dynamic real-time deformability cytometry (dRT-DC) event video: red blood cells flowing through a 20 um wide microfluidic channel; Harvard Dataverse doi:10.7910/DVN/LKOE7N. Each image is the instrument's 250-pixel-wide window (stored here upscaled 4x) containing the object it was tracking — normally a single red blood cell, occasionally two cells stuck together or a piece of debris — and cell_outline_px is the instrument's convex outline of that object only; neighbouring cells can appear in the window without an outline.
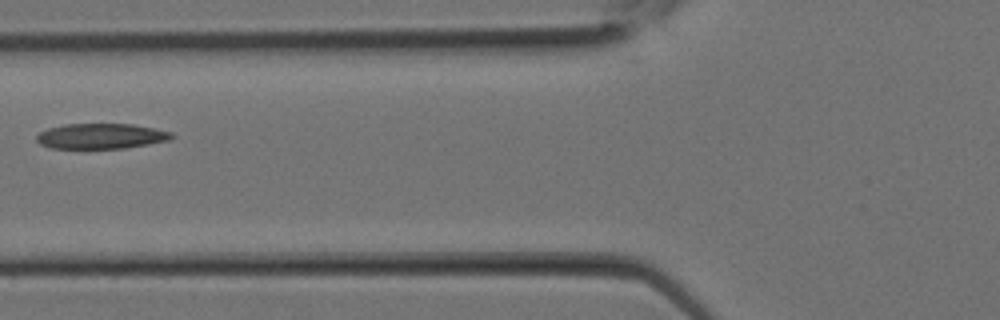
{"species": "Egyptian fruit bat (a non-hibernating species)", "species_latin": "Rousettus aegyptiacus", "temperature_condition": "room temperature", "stored_images_in_passage": 14, "camera_frame_rate_fps": 3000, "um_per_image_px": 0.085, "animal": {"sex": "female"}, "frame": {"image": 1, "passage_image": 10, "time_ms": 3.0, "image_size_px": [1000, 320], "cell_outline_px": [[176, 136], [168, 140], [148, 144], [124, 148], [48, 148], [40, 144], [36, 140], [36, 136], [40, 132], [48, 128], [64, 124], [132, 124], [172, 132]], "centroid_in_image_um": [8.57, 11.57], "position_along_channel_um": 117.2, "area_um2": 19.88}}
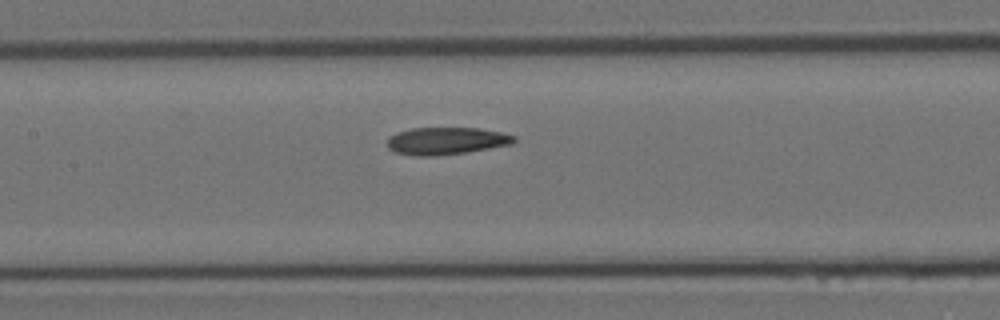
{"frame": {"image": 2, "passage_image": 12, "time_ms": 3.667, "image_size_px": [1000, 320], "cell_outline_px": [[516, 140], [512, 144], [464, 152], [432, 156], [416, 156], [396, 152], [388, 148], [388, 136], [412, 128], [480, 128], [500, 132], [516, 136]], "centroid_in_image_um": [37.93, 11.97], "position_along_channel_um": 169.5, "area_um2": 19.94}}
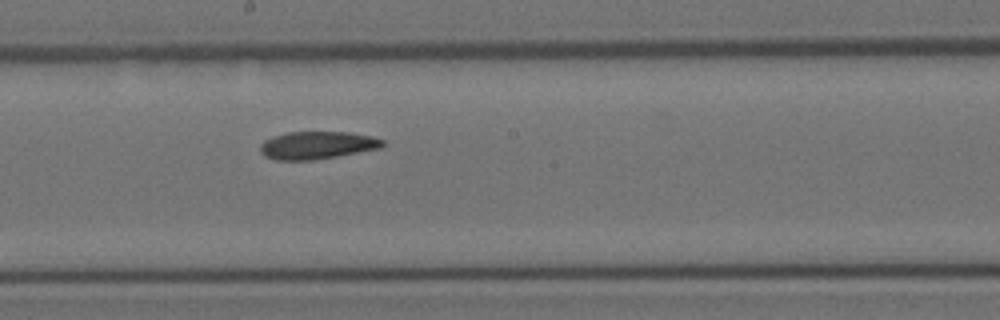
{"frame": {"image": 3, "passage_image": 14, "time_ms": 4.333, "image_size_px": [1000, 320], "cell_outline_px": [[384, 144], [380, 148], [336, 156], [312, 160], [276, 160], [264, 156], [260, 152], [260, 144], [264, 140], [272, 136], [288, 132], [348, 132], [372, 136], [384, 140]], "centroid_in_image_um": [26.92, 12.34], "position_along_channel_um": 221.3, "area_um2": 19.71}}